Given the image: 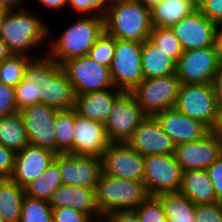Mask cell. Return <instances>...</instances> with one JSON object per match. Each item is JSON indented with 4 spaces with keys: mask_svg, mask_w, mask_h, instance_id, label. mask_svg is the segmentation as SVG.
I'll use <instances>...</instances> for the list:
<instances>
[{
    "mask_svg": "<svg viewBox=\"0 0 222 222\" xmlns=\"http://www.w3.org/2000/svg\"><path fill=\"white\" fill-rule=\"evenodd\" d=\"M72 23L58 35L59 37L51 35L48 38L47 53L59 65L67 60L87 55L105 30L103 14L80 15L79 19L76 18Z\"/></svg>",
    "mask_w": 222,
    "mask_h": 222,
    "instance_id": "cell-2",
    "label": "cell"
},
{
    "mask_svg": "<svg viewBox=\"0 0 222 222\" xmlns=\"http://www.w3.org/2000/svg\"><path fill=\"white\" fill-rule=\"evenodd\" d=\"M209 178L214 186L217 200L222 202V156L207 169Z\"/></svg>",
    "mask_w": 222,
    "mask_h": 222,
    "instance_id": "cell-43",
    "label": "cell"
},
{
    "mask_svg": "<svg viewBox=\"0 0 222 222\" xmlns=\"http://www.w3.org/2000/svg\"><path fill=\"white\" fill-rule=\"evenodd\" d=\"M142 156L174 154L175 145L155 116H147L126 142Z\"/></svg>",
    "mask_w": 222,
    "mask_h": 222,
    "instance_id": "cell-19",
    "label": "cell"
},
{
    "mask_svg": "<svg viewBox=\"0 0 222 222\" xmlns=\"http://www.w3.org/2000/svg\"><path fill=\"white\" fill-rule=\"evenodd\" d=\"M123 92L124 91L114 87L102 91L76 95V112L83 117L105 123L114 101Z\"/></svg>",
    "mask_w": 222,
    "mask_h": 222,
    "instance_id": "cell-23",
    "label": "cell"
},
{
    "mask_svg": "<svg viewBox=\"0 0 222 222\" xmlns=\"http://www.w3.org/2000/svg\"><path fill=\"white\" fill-rule=\"evenodd\" d=\"M163 0H140V2L150 10Z\"/></svg>",
    "mask_w": 222,
    "mask_h": 222,
    "instance_id": "cell-51",
    "label": "cell"
},
{
    "mask_svg": "<svg viewBox=\"0 0 222 222\" xmlns=\"http://www.w3.org/2000/svg\"><path fill=\"white\" fill-rule=\"evenodd\" d=\"M215 46L219 61H222V25L218 26L215 32Z\"/></svg>",
    "mask_w": 222,
    "mask_h": 222,
    "instance_id": "cell-49",
    "label": "cell"
},
{
    "mask_svg": "<svg viewBox=\"0 0 222 222\" xmlns=\"http://www.w3.org/2000/svg\"><path fill=\"white\" fill-rule=\"evenodd\" d=\"M211 131L220 139H222V105H218L216 124Z\"/></svg>",
    "mask_w": 222,
    "mask_h": 222,
    "instance_id": "cell-48",
    "label": "cell"
},
{
    "mask_svg": "<svg viewBox=\"0 0 222 222\" xmlns=\"http://www.w3.org/2000/svg\"><path fill=\"white\" fill-rule=\"evenodd\" d=\"M52 207L45 200L25 195L19 222H52Z\"/></svg>",
    "mask_w": 222,
    "mask_h": 222,
    "instance_id": "cell-33",
    "label": "cell"
},
{
    "mask_svg": "<svg viewBox=\"0 0 222 222\" xmlns=\"http://www.w3.org/2000/svg\"><path fill=\"white\" fill-rule=\"evenodd\" d=\"M27 7L9 11L2 26L0 37L14 55L34 57L33 50L48 41L50 27ZM43 42V43H42ZM41 45V46H40ZM32 50V55L29 53Z\"/></svg>",
    "mask_w": 222,
    "mask_h": 222,
    "instance_id": "cell-4",
    "label": "cell"
},
{
    "mask_svg": "<svg viewBox=\"0 0 222 222\" xmlns=\"http://www.w3.org/2000/svg\"><path fill=\"white\" fill-rule=\"evenodd\" d=\"M154 116L175 146L199 140L210 131L200 121L188 117L175 108L165 109Z\"/></svg>",
    "mask_w": 222,
    "mask_h": 222,
    "instance_id": "cell-21",
    "label": "cell"
},
{
    "mask_svg": "<svg viewBox=\"0 0 222 222\" xmlns=\"http://www.w3.org/2000/svg\"><path fill=\"white\" fill-rule=\"evenodd\" d=\"M104 15V29L115 39L143 43L153 25L151 10L140 0H112Z\"/></svg>",
    "mask_w": 222,
    "mask_h": 222,
    "instance_id": "cell-3",
    "label": "cell"
},
{
    "mask_svg": "<svg viewBox=\"0 0 222 222\" xmlns=\"http://www.w3.org/2000/svg\"><path fill=\"white\" fill-rule=\"evenodd\" d=\"M17 112L14 87L0 82V118Z\"/></svg>",
    "mask_w": 222,
    "mask_h": 222,
    "instance_id": "cell-40",
    "label": "cell"
},
{
    "mask_svg": "<svg viewBox=\"0 0 222 222\" xmlns=\"http://www.w3.org/2000/svg\"><path fill=\"white\" fill-rule=\"evenodd\" d=\"M27 1V0H26ZM25 0H0V7L7 9L8 11L20 10L25 8Z\"/></svg>",
    "mask_w": 222,
    "mask_h": 222,
    "instance_id": "cell-47",
    "label": "cell"
},
{
    "mask_svg": "<svg viewBox=\"0 0 222 222\" xmlns=\"http://www.w3.org/2000/svg\"><path fill=\"white\" fill-rule=\"evenodd\" d=\"M61 185L59 165L54 161L41 176L24 188L25 195L48 202L52 193Z\"/></svg>",
    "mask_w": 222,
    "mask_h": 222,
    "instance_id": "cell-30",
    "label": "cell"
},
{
    "mask_svg": "<svg viewBox=\"0 0 222 222\" xmlns=\"http://www.w3.org/2000/svg\"><path fill=\"white\" fill-rule=\"evenodd\" d=\"M61 66L72 84L75 96L114 88L110 68L87 55L67 60Z\"/></svg>",
    "mask_w": 222,
    "mask_h": 222,
    "instance_id": "cell-9",
    "label": "cell"
},
{
    "mask_svg": "<svg viewBox=\"0 0 222 222\" xmlns=\"http://www.w3.org/2000/svg\"><path fill=\"white\" fill-rule=\"evenodd\" d=\"M75 126V108L59 110L55 122L57 154L71 153Z\"/></svg>",
    "mask_w": 222,
    "mask_h": 222,
    "instance_id": "cell-31",
    "label": "cell"
},
{
    "mask_svg": "<svg viewBox=\"0 0 222 222\" xmlns=\"http://www.w3.org/2000/svg\"><path fill=\"white\" fill-rule=\"evenodd\" d=\"M0 143L14 153L21 151L29 144L19 112L0 118Z\"/></svg>",
    "mask_w": 222,
    "mask_h": 222,
    "instance_id": "cell-28",
    "label": "cell"
},
{
    "mask_svg": "<svg viewBox=\"0 0 222 222\" xmlns=\"http://www.w3.org/2000/svg\"><path fill=\"white\" fill-rule=\"evenodd\" d=\"M12 53L9 51L7 44L0 37V61L9 58Z\"/></svg>",
    "mask_w": 222,
    "mask_h": 222,
    "instance_id": "cell-50",
    "label": "cell"
},
{
    "mask_svg": "<svg viewBox=\"0 0 222 222\" xmlns=\"http://www.w3.org/2000/svg\"><path fill=\"white\" fill-rule=\"evenodd\" d=\"M110 143L104 123L83 117L75 109L72 154L101 158Z\"/></svg>",
    "mask_w": 222,
    "mask_h": 222,
    "instance_id": "cell-18",
    "label": "cell"
},
{
    "mask_svg": "<svg viewBox=\"0 0 222 222\" xmlns=\"http://www.w3.org/2000/svg\"><path fill=\"white\" fill-rule=\"evenodd\" d=\"M219 58L216 46L183 51L176 62V76L181 84L212 83Z\"/></svg>",
    "mask_w": 222,
    "mask_h": 222,
    "instance_id": "cell-13",
    "label": "cell"
},
{
    "mask_svg": "<svg viewBox=\"0 0 222 222\" xmlns=\"http://www.w3.org/2000/svg\"><path fill=\"white\" fill-rule=\"evenodd\" d=\"M14 91L18 111L40 102L59 110L75 108L72 84L48 53L28 59L23 80Z\"/></svg>",
    "mask_w": 222,
    "mask_h": 222,
    "instance_id": "cell-1",
    "label": "cell"
},
{
    "mask_svg": "<svg viewBox=\"0 0 222 222\" xmlns=\"http://www.w3.org/2000/svg\"><path fill=\"white\" fill-rule=\"evenodd\" d=\"M179 192L195 205L219 202L206 169L183 171Z\"/></svg>",
    "mask_w": 222,
    "mask_h": 222,
    "instance_id": "cell-24",
    "label": "cell"
},
{
    "mask_svg": "<svg viewBox=\"0 0 222 222\" xmlns=\"http://www.w3.org/2000/svg\"><path fill=\"white\" fill-rule=\"evenodd\" d=\"M48 203L52 208H72L91 216L96 222L103 221L96 205L94 188L62 184L52 193Z\"/></svg>",
    "mask_w": 222,
    "mask_h": 222,
    "instance_id": "cell-22",
    "label": "cell"
},
{
    "mask_svg": "<svg viewBox=\"0 0 222 222\" xmlns=\"http://www.w3.org/2000/svg\"><path fill=\"white\" fill-rule=\"evenodd\" d=\"M56 154L50 150L28 144L15 153L14 168L11 180L25 188L41 176L47 167L54 162Z\"/></svg>",
    "mask_w": 222,
    "mask_h": 222,
    "instance_id": "cell-20",
    "label": "cell"
},
{
    "mask_svg": "<svg viewBox=\"0 0 222 222\" xmlns=\"http://www.w3.org/2000/svg\"><path fill=\"white\" fill-rule=\"evenodd\" d=\"M2 62H3V61H0V72H1Z\"/></svg>",
    "mask_w": 222,
    "mask_h": 222,
    "instance_id": "cell-54",
    "label": "cell"
},
{
    "mask_svg": "<svg viewBox=\"0 0 222 222\" xmlns=\"http://www.w3.org/2000/svg\"><path fill=\"white\" fill-rule=\"evenodd\" d=\"M8 13L7 9L0 7V32Z\"/></svg>",
    "mask_w": 222,
    "mask_h": 222,
    "instance_id": "cell-52",
    "label": "cell"
},
{
    "mask_svg": "<svg viewBox=\"0 0 222 222\" xmlns=\"http://www.w3.org/2000/svg\"><path fill=\"white\" fill-rule=\"evenodd\" d=\"M104 222H140L134 210L116 211L103 218Z\"/></svg>",
    "mask_w": 222,
    "mask_h": 222,
    "instance_id": "cell-44",
    "label": "cell"
},
{
    "mask_svg": "<svg viewBox=\"0 0 222 222\" xmlns=\"http://www.w3.org/2000/svg\"><path fill=\"white\" fill-rule=\"evenodd\" d=\"M25 189L15 181L0 179V216L6 222H19Z\"/></svg>",
    "mask_w": 222,
    "mask_h": 222,
    "instance_id": "cell-27",
    "label": "cell"
},
{
    "mask_svg": "<svg viewBox=\"0 0 222 222\" xmlns=\"http://www.w3.org/2000/svg\"><path fill=\"white\" fill-rule=\"evenodd\" d=\"M59 109L36 103L20 111L29 144L57 154L55 122Z\"/></svg>",
    "mask_w": 222,
    "mask_h": 222,
    "instance_id": "cell-12",
    "label": "cell"
},
{
    "mask_svg": "<svg viewBox=\"0 0 222 222\" xmlns=\"http://www.w3.org/2000/svg\"><path fill=\"white\" fill-rule=\"evenodd\" d=\"M30 57L25 55L12 54L9 58L3 60L0 82L6 85L16 87L22 80Z\"/></svg>",
    "mask_w": 222,
    "mask_h": 222,
    "instance_id": "cell-34",
    "label": "cell"
},
{
    "mask_svg": "<svg viewBox=\"0 0 222 222\" xmlns=\"http://www.w3.org/2000/svg\"><path fill=\"white\" fill-rule=\"evenodd\" d=\"M162 203L167 222H195L196 205L180 192L157 196Z\"/></svg>",
    "mask_w": 222,
    "mask_h": 222,
    "instance_id": "cell-29",
    "label": "cell"
},
{
    "mask_svg": "<svg viewBox=\"0 0 222 222\" xmlns=\"http://www.w3.org/2000/svg\"><path fill=\"white\" fill-rule=\"evenodd\" d=\"M149 40L158 48L166 52L175 62L183 53L181 43L169 27L153 26Z\"/></svg>",
    "mask_w": 222,
    "mask_h": 222,
    "instance_id": "cell-32",
    "label": "cell"
},
{
    "mask_svg": "<svg viewBox=\"0 0 222 222\" xmlns=\"http://www.w3.org/2000/svg\"><path fill=\"white\" fill-rule=\"evenodd\" d=\"M115 45L116 39L104 30L87 56L101 65L110 67L115 53Z\"/></svg>",
    "mask_w": 222,
    "mask_h": 222,
    "instance_id": "cell-35",
    "label": "cell"
},
{
    "mask_svg": "<svg viewBox=\"0 0 222 222\" xmlns=\"http://www.w3.org/2000/svg\"><path fill=\"white\" fill-rule=\"evenodd\" d=\"M195 222H222V202L197 204Z\"/></svg>",
    "mask_w": 222,
    "mask_h": 222,
    "instance_id": "cell-38",
    "label": "cell"
},
{
    "mask_svg": "<svg viewBox=\"0 0 222 222\" xmlns=\"http://www.w3.org/2000/svg\"><path fill=\"white\" fill-rule=\"evenodd\" d=\"M44 7H48L49 9H53L54 11H62L67 9L68 0H38Z\"/></svg>",
    "mask_w": 222,
    "mask_h": 222,
    "instance_id": "cell-46",
    "label": "cell"
},
{
    "mask_svg": "<svg viewBox=\"0 0 222 222\" xmlns=\"http://www.w3.org/2000/svg\"><path fill=\"white\" fill-rule=\"evenodd\" d=\"M197 9L217 26L222 25V0H197Z\"/></svg>",
    "mask_w": 222,
    "mask_h": 222,
    "instance_id": "cell-41",
    "label": "cell"
},
{
    "mask_svg": "<svg viewBox=\"0 0 222 222\" xmlns=\"http://www.w3.org/2000/svg\"><path fill=\"white\" fill-rule=\"evenodd\" d=\"M217 27L213 21L196 9L174 24L171 29L185 51L214 46Z\"/></svg>",
    "mask_w": 222,
    "mask_h": 222,
    "instance_id": "cell-17",
    "label": "cell"
},
{
    "mask_svg": "<svg viewBox=\"0 0 222 222\" xmlns=\"http://www.w3.org/2000/svg\"><path fill=\"white\" fill-rule=\"evenodd\" d=\"M197 9V0H163L151 9L152 25L169 27Z\"/></svg>",
    "mask_w": 222,
    "mask_h": 222,
    "instance_id": "cell-26",
    "label": "cell"
},
{
    "mask_svg": "<svg viewBox=\"0 0 222 222\" xmlns=\"http://www.w3.org/2000/svg\"><path fill=\"white\" fill-rule=\"evenodd\" d=\"M148 115L130 92H123L113 103L104 125L111 143H126Z\"/></svg>",
    "mask_w": 222,
    "mask_h": 222,
    "instance_id": "cell-11",
    "label": "cell"
},
{
    "mask_svg": "<svg viewBox=\"0 0 222 222\" xmlns=\"http://www.w3.org/2000/svg\"><path fill=\"white\" fill-rule=\"evenodd\" d=\"M0 222H6V221L0 216Z\"/></svg>",
    "mask_w": 222,
    "mask_h": 222,
    "instance_id": "cell-53",
    "label": "cell"
},
{
    "mask_svg": "<svg viewBox=\"0 0 222 222\" xmlns=\"http://www.w3.org/2000/svg\"><path fill=\"white\" fill-rule=\"evenodd\" d=\"M101 160L103 173L144 184L145 156L127 143H110Z\"/></svg>",
    "mask_w": 222,
    "mask_h": 222,
    "instance_id": "cell-14",
    "label": "cell"
},
{
    "mask_svg": "<svg viewBox=\"0 0 222 222\" xmlns=\"http://www.w3.org/2000/svg\"><path fill=\"white\" fill-rule=\"evenodd\" d=\"M94 190L96 205L102 218L116 211L134 210L149 197L143 183L103 172Z\"/></svg>",
    "mask_w": 222,
    "mask_h": 222,
    "instance_id": "cell-5",
    "label": "cell"
},
{
    "mask_svg": "<svg viewBox=\"0 0 222 222\" xmlns=\"http://www.w3.org/2000/svg\"><path fill=\"white\" fill-rule=\"evenodd\" d=\"M54 161L59 165L63 185L94 188L103 172L101 158L56 154Z\"/></svg>",
    "mask_w": 222,
    "mask_h": 222,
    "instance_id": "cell-15",
    "label": "cell"
},
{
    "mask_svg": "<svg viewBox=\"0 0 222 222\" xmlns=\"http://www.w3.org/2000/svg\"><path fill=\"white\" fill-rule=\"evenodd\" d=\"M109 68L114 87L130 92L144 79L142 43L116 39L115 53Z\"/></svg>",
    "mask_w": 222,
    "mask_h": 222,
    "instance_id": "cell-8",
    "label": "cell"
},
{
    "mask_svg": "<svg viewBox=\"0 0 222 222\" xmlns=\"http://www.w3.org/2000/svg\"><path fill=\"white\" fill-rule=\"evenodd\" d=\"M180 84L176 74L148 78L143 79L130 93L147 115L154 116L160 111L174 108Z\"/></svg>",
    "mask_w": 222,
    "mask_h": 222,
    "instance_id": "cell-7",
    "label": "cell"
},
{
    "mask_svg": "<svg viewBox=\"0 0 222 222\" xmlns=\"http://www.w3.org/2000/svg\"><path fill=\"white\" fill-rule=\"evenodd\" d=\"M218 105H222V61H219L212 81Z\"/></svg>",
    "mask_w": 222,
    "mask_h": 222,
    "instance_id": "cell-45",
    "label": "cell"
},
{
    "mask_svg": "<svg viewBox=\"0 0 222 222\" xmlns=\"http://www.w3.org/2000/svg\"><path fill=\"white\" fill-rule=\"evenodd\" d=\"M111 1L112 0H68V6L80 15L104 14Z\"/></svg>",
    "mask_w": 222,
    "mask_h": 222,
    "instance_id": "cell-37",
    "label": "cell"
},
{
    "mask_svg": "<svg viewBox=\"0 0 222 222\" xmlns=\"http://www.w3.org/2000/svg\"><path fill=\"white\" fill-rule=\"evenodd\" d=\"M142 72L144 79L169 76L176 73V62L147 39L142 43Z\"/></svg>",
    "mask_w": 222,
    "mask_h": 222,
    "instance_id": "cell-25",
    "label": "cell"
},
{
    "mask_svg": "<svg viewBox=\"0 0 222 222\" xmlns=\"http://www.w3.org/2000/svg\"><path fill=\"white\" fill-rule=\"evenodd\" d=\"M52 218V222H96L91 216L68 207L52 208Z\"/></svg>",
    "mask_w": 222,
    "mask_h": 222,
    "instance_id": "cell-39",
    "label": "cell"
},
{
    "mask_svg": "<svg viewBox=\"0 0 222 222\" xmlns=\"http://www.w3.org/2000/svg\"><path fill=\"white\" fill-rule=\"evenodd\" d=\"M174 155L183 171L207 169L222 156V139L210 130L199 140L176 145Z\"/></svg>",
    "mask_w": 222,
    "mask_h": 222,
    "instance_id": "cell-16",
    "label": "cell"
},
{
    "mask_svg": "<svg viewBox=\"0 0 222 222\" xmlns=\"http://www.w3.org/2000/svg\"><path fill=\"white\" fill-rule=\"evenodd\" d=\"M15 153L0 143V179L11 177L14 168Z\"/></svg>",
    "mask_w": 222,
    "mask_h": 222,
    "instance_id": "cell-42",
    "label": "cell"
},
{
    "mask_svg": "<svg viewBox=\"0 0 222 222\" xmlns=\"http://www.w3.org/2000/svg\"><path fill=\"white\" fill-rule=\"evenodd\" d=\"M134 211L140 222H167L161 200L157 196H149Z\"/></svg>",
    "mask_w": 222,
    "mask_h": 222,
    "instance_id": "cell-36",
    "label": "cell"
},
{
    "mask_svg": "<svg viewBox=\"0 0 222 222\" xmlns=\"http://www.w3.org/2000/svg\"><path fill=\"white\" fill-rule=\"evenodd\" d=\"M183 170L174 154L145 156L144 185L149 196L179 192Z\"/></svg>",
    "mask_w": 222,
    "mask_h": 222,
    "instance_id": "cell-10",
    "label": "cell"
},
{
    "mask_svg": "<svg viewBox=\"0 0 222 222\" xmlns=\"http://www.w3.org/2000/svg\"><path fill=\"white\" fill-rule=\"evenodd\" d=\"M174 108L212 130L218 113V103L212 83L180 84Z\"/></svg>",
    "mask_w": 222,
    "mask_h": 222,
    "instance_id": "cell-6",
    "label": "cell"
}]
</instances>
